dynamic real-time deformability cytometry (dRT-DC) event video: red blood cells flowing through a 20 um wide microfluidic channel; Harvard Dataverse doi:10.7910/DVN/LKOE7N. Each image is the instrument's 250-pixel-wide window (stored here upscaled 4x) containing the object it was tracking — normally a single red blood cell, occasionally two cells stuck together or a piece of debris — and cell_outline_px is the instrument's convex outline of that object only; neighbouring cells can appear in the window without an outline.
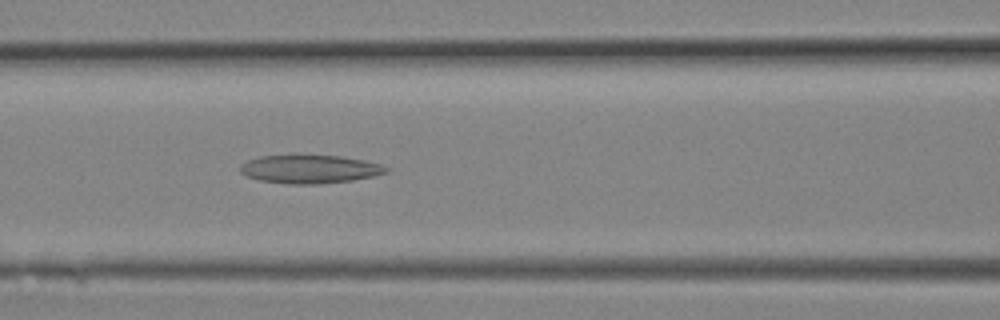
{"species": "Egyptian fruit bat (a non-hibernating species)", "species_latin": "Rousettus aegyptiacus", "temperature_condition": "room temperature", "stored_images_in_passage": 8, "camera_frame_rate_fps": 3000, "um_per_image_px": 0.085, "animal": {"sex": "female"}, "frame": {"image": 1, "passage_image": 8, "time_ms": 2.333, "image_size_px": [1000, 320], "cell_outline_px": [[388, 172], [372, 176], [352, 180], [320, 184], [288, 184], [260, 180], [248, 176], [240, 172], [240, 164], [248, 160], [260, 156], [296, 152], [340, 156], [364, 160], [380, 164], [388, 168]], "centroid_in_image_um": [26.28, 14.33], "position_along_channel_um": 140.3, "area_um2": 24.97}}